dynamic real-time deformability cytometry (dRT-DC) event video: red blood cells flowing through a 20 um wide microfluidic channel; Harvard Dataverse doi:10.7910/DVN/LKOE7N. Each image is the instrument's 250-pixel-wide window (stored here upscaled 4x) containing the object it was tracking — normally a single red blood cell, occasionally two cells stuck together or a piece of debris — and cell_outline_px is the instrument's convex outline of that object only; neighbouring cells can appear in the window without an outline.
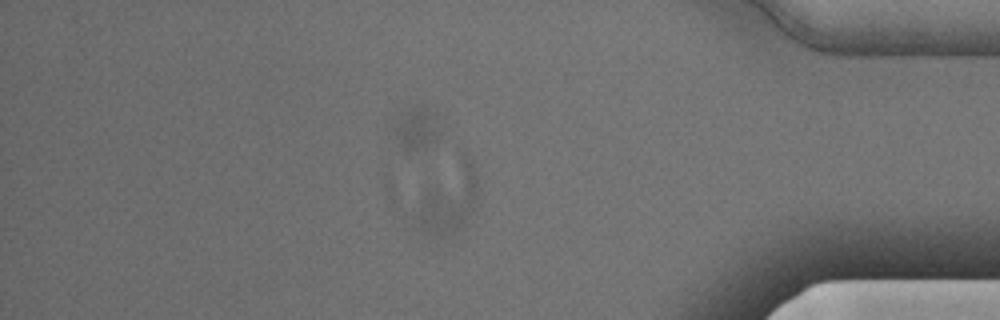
{"species": "Egyptian fruit bat (a non-hibernating species)", "species_latin": "Rousettus aegyptiacus", "temperature_condition": "cold", "stored_images_in_passage": 38, "segment_of_instrument_passage": [2, 2], "camera_frame_rate_fps": 3000, "um_per_image_px": 0.085, "animal": {"sex": "male"}, "frame": {"image": 1, "passage_image": 38, "time_ms": 12.333, "image_size_px": [1000, 320], "cell_outline_px": [[476, 200], [468, 224], [452, 236], [420, 236], [412, 228], [416, 216], [424, 196], [460, 148], [472, 160], [476, 172]], "centroid_in_image_um": [38.14, 16.98], "position_along_channel_um": 397.1, "area_um2": 25.61}}